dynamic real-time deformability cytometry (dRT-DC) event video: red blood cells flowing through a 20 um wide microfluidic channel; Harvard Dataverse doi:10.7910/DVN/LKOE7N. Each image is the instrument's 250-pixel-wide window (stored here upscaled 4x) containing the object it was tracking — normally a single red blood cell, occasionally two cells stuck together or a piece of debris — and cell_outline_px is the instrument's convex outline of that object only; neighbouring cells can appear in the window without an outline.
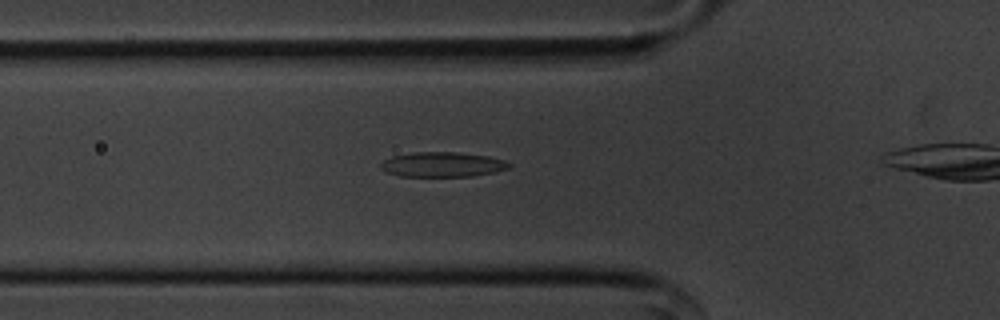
{"species": "common noctule bat (a hibernating species)", "species_latin": "Nyctalus noctula", "temperature_condition": "cold", "stored_images_in_passage": 38, "camera_frame_rate_fps": 3000, "um_per_image_px": 0.085, "animal": {"sex": "male", "body_mass_g": 20.1, "forearm_length_mm": 53.5}, "frame": {"image": 1, "passage_image": 12, "time_ms": 3.667, "image_size_px": [1000, 320], "cell_outline_px": [[512, 164], [508, 168], [496, 172], [472, 176], [400, 176], [388, 172], [380, 168], [380, 164], [384, 160], [392, 156], [412, 152], [456, 152], [488, 156], [504, 160]], "centroid_in_image_um": [37.61, 13.98], "position_along_channel_um": 88.2, "area_um2": 18.55}}
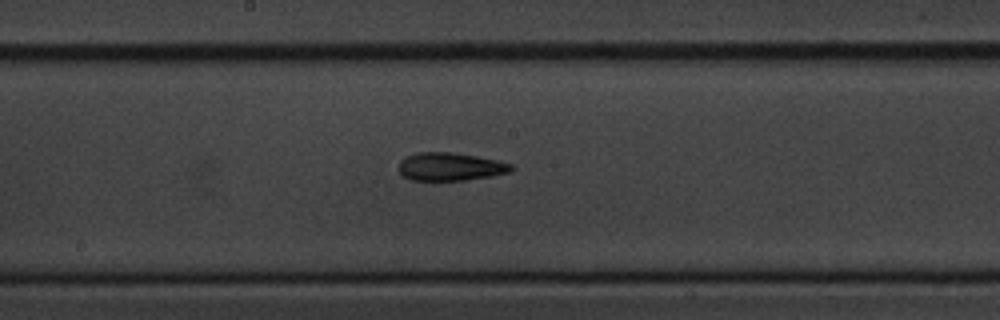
{"frame": {"image": 2, "passage_image": 22, "time_ms": 7.0, "image_size_px": [1000, 320], "cell_outline_px": [[512, 172], [492, 176], [464, 180], [412, 180], [400, 176], [396, 168], [400, 160], [416, 152], [452, 152], [476, 156], [496, 160], [512, 164]], "centroid_in_image_um": [38.21, 14.17], "position_along_channel_um": 210.0, "area_um2": 18.61}}
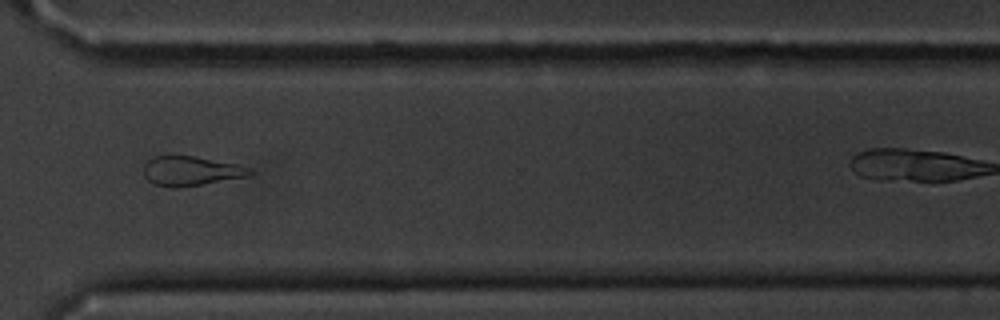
{"frame": {"image": 3, "passage_image": 34, "time_ms": 11.0, "image_size_px": [1000, 320], "cell_outline_px": [[252, 172], [248, 176], [180, 188], [172, 188], [156, 184], [148, 180], [144, 176], [144, 164], [152, 156], [192, 156], [236, 164], [252, 168]], "centroid_in_image_um": [16.2, 14.54], "position_along_channel_um": 354.4, "area_um2": 18.09}}